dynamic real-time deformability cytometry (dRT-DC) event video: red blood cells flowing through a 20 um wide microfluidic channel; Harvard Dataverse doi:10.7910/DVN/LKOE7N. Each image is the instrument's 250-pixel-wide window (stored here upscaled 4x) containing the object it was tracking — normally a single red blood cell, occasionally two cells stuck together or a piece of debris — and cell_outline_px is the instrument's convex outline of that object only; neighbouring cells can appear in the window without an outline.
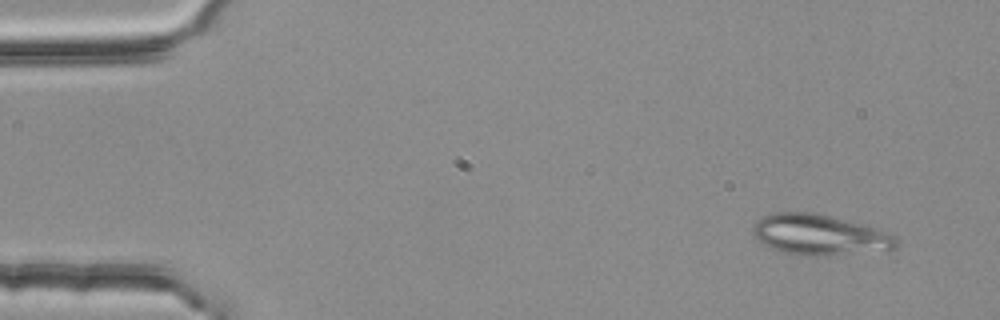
{"species": "common noctule bat (a hibernating species)", "species_latin": "Nyctalus noctula", "temperature_condition": "room temperature", "stored_images_in_passage": 3, "camera_frame_rate_fps": 3000, "um_per_image_px": 0.085, "animal": {"sex": "female", "body_mass_g": 25.1}, "frame": {"image": 1, "passage_image": 1, "time_ms": 0.0, "image_size_px": [1000, 320], "cell_outline_px": [[900, 244], [896, 248], [828, 256], [808, 256], [784, 252], [768, 248], [756, 240], [752, 232], [752, 228], [764, 216], [776, 212], [812, 212], [880, 228], [896, 236], [900, 240]], "centroid_in_image_um": [69.69, 19.97], "position_along_channel_um": 15.3, "area_um2": 34.1}}